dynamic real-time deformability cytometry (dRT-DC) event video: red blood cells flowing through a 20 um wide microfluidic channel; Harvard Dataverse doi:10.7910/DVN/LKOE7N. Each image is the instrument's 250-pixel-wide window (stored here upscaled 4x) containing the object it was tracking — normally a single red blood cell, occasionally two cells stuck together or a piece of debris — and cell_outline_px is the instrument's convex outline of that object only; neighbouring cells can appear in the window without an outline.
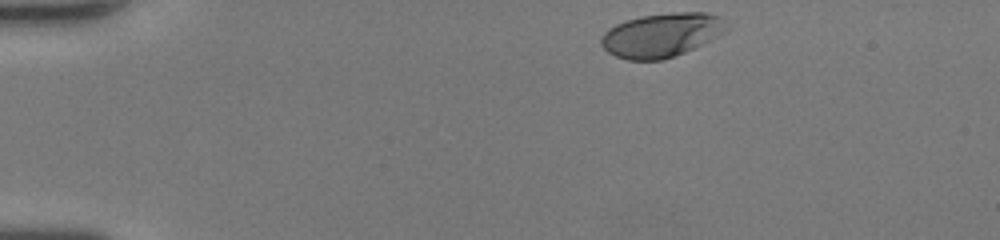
{"species": "human", "species_latin": "Homo sapiens", "temperature_condition": "room temperature", "stored_images_in_passage": 35, "camera_frame_rate_fps": 3000, "um_per_image_px": 0.085, "donor": {"sex": "female"}, "frame": {"image": 1, "passage_image": 1, "time_ms": 0.0, "image_size_px": [1000, 240], "cell_outline_px": [[728, 28], [724, 32], [676, 56], [660, 60], [628, 60], [616, 56], [608, 52], [600, 44], [600, 40], [604, 32], [608, 28], [616, 24], [640, 16], [672, 12], [704, 12], [720, 16]], "centroid_in_image_um": [56.19, 2.97], "position_along_channel_um": 28.8, "area_um2": 31.85}}
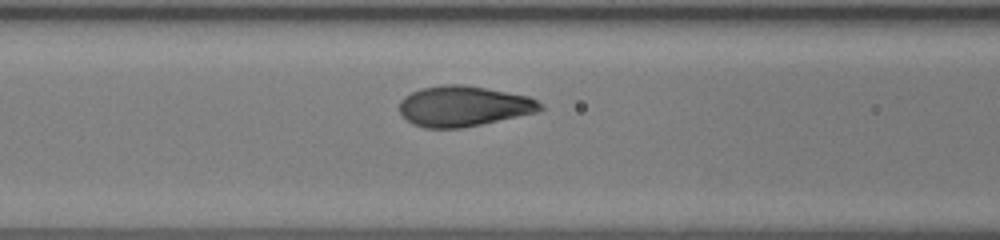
{"frame": {"image": 2, "passage_image": 14, "time_ms": 4.333, "image_size_px": [1000, 240], "cell_outline_px": [[544, 108], [540, 112], [460, 128], [424, 128], [412, 124], [400, 112], [400, 100], [404, 96], [420, 88], [444, 84], [464, 84], [528, 96], [544, 104]], "centroid_in_image_um": [39.42, 9.02], "position_along_channel_um": 127.2, "area_um2": 33.29}}
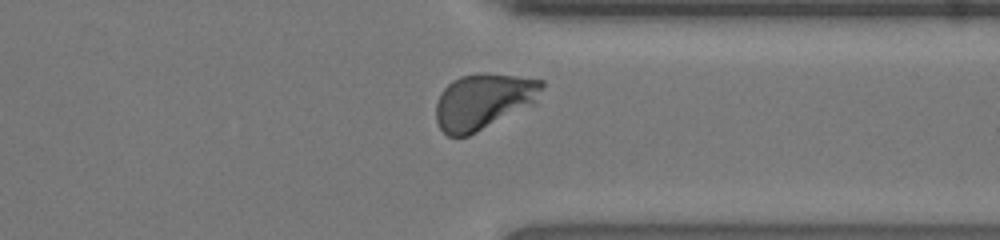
{"frame": {"image": 3, "passage_image": 31, "time_ms": 10.0, "image_size_px": [1000, 240], "cell_outline_px": [[544, 84], [536, 104], [468, 136], [448, 136], [440, 128], [436, 120], [436, 104], [440, 92], [452, 80], [460, 76], [480, 72], [484, 72], [516, 76], [544, 80]], "centroid_in_image_um": [41.11, 8.6], "position_along_channel_um": 370.3, "area_um2": 34.8}, "authors_computed_cell_mechanics": {"area_um2": 33.4084, "velocity_mm_per_s": 4.2865, "shape_relaxation_time_tau1_ms": 2.4288, "shape_relaxation_time_tau2_ms": null, "deformation_change_tau1": 0.1703, "deformation_change_tau2": null}}